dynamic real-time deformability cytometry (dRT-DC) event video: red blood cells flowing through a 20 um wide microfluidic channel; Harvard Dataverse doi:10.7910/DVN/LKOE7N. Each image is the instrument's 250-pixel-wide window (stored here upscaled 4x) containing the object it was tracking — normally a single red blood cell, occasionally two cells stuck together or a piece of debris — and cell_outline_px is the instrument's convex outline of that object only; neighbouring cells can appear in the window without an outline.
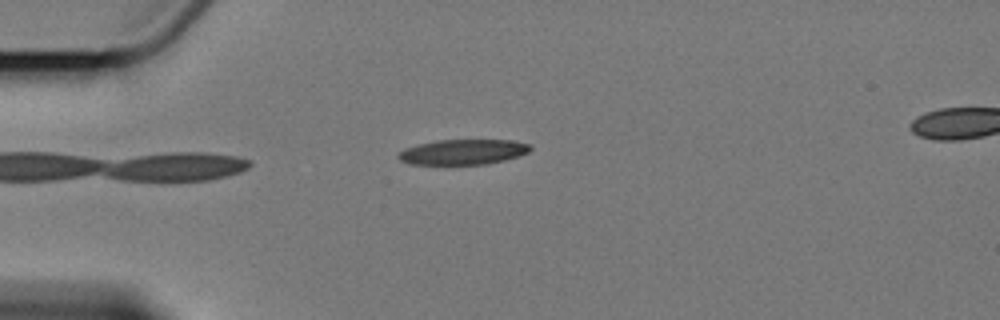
{"species": "Egyptian fruit bat (a non-hibernating species)", "species_latin": "Rousettus aegyptiacus", "temperature_condition": "cold", "stored_images_in_passage": 2, "camera_frame_rate_fps": 3000, "um_per_image_px": 0.085, "animal": {"sex": "female"}, "frame": {"image": 1, "passage_image": 2, "time_ms": 1.0, "image_size_px": [1000, 320], "cell_outline_px": [[532, 148], [528, 152], [520, 156], [504, 160], [484, 164], [408, 164], [400, 160], [396, 156], [404, 148], [416, 144], [436, 140], [512, 140], [528, 144]], "centroid_in_image_um": [39.32, 12.91], "position_along_channel_um": 45.7, "area_um2": 19.42}}